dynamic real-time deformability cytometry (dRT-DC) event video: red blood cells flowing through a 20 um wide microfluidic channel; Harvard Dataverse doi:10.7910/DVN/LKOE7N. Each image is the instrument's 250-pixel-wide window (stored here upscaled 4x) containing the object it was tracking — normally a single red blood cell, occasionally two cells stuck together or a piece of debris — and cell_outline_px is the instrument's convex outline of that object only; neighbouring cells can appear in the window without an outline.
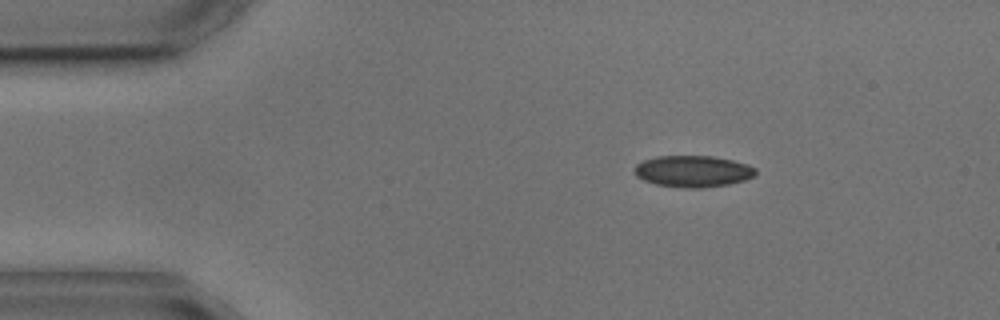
{"species": "common noctule bat (a hibernating species)", "species_latin": "Nyctalus noctula", "temperature_condition": "cold", "stored_images_in_passage": 3, "camera_frame_rate_fps": 3000, "um_per_image_px": 0.085, "animal": {"sex": "male", "body_mass_g": 17.9, "forearm_length_mm": 54.2}, "frame": {"image": 1, "passage_image": 1, "time_ms": 0.0, "image_size_px": [1000, 320], "cell_outline_px": [[756, 176], [744, 180], [728, 184], [704, 188], [684, 188], [656, 184], [644, 180], [636, 176], [632, 168], [636, 164], [644, 160], [656, 156], [712, 156], [732, 160], [748, 164], [756, 168]], "centroid_in_image_um": [58.9, 14.56], "position_along_channel_um": 26.1, "area_um2": 22.43}}
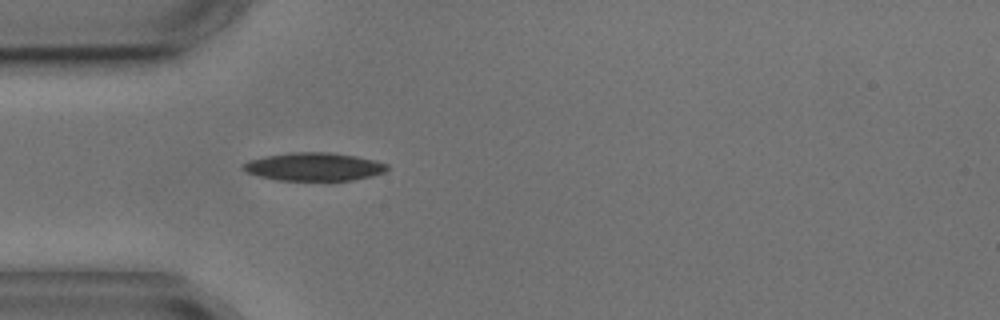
{"frame": {"image": 2, "passage_image": 3, "time_ms": 2.333, "image_size_px": [1000, 320], "cell_outline_px": [[388, 168], [384, 172], [372, 176], [352, 180], [276, 180], [260, 176], [248, 172], [240, 168], [240, 164], [248, 160], [264, 156], [288, 152], [328, 152], [356, 156], [376, 160], [388, 164]], "centroid_in_image_um": [26.66, 14.16], "position_along_channel_um": 58.3, "area_um2": 23.76}}